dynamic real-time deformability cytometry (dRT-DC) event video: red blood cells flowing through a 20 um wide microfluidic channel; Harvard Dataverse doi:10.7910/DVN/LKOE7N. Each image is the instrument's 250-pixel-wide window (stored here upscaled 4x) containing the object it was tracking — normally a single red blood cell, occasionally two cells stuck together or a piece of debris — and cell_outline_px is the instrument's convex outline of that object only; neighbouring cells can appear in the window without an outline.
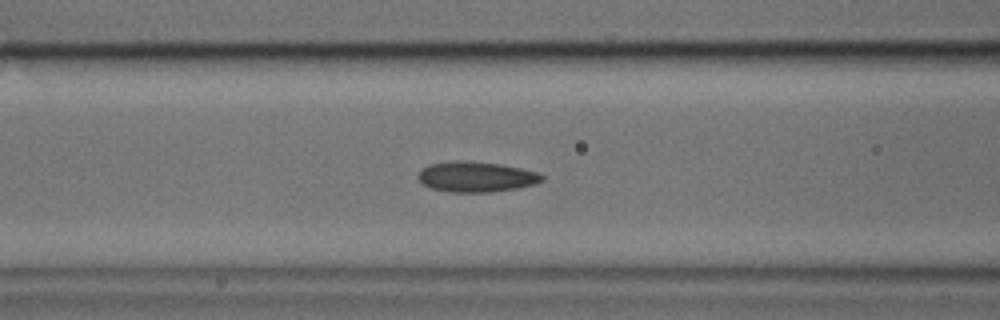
{"species": "common noctule bat (a hibernating species)", "species_latin": "Nyctalus noctula", "temperature_condition": "cold", "stored_images_in_passage": 42, "camera_frame_rate_fps": 3000, "um_per_image_px": 0.085, "animal": {"sex": "male", "body_mass_g": 17.9, "forearm_length_mm": 54.2}, "frame": {"image": 1, "passage_image": 11, "time_ms": 3.333, "image_size_px": [1000, 320], "cell_outline_px": [[544, 180], [536, 184], [516, 188], [492, 192], [448, 192], [432, 188], [424, 184], [416, 176], [420, 168], [428, 164], [452, 160], [464, 160], [500, 164], [520, 168], [536, 172], [544, 176]], "centroid_in_image_um": [40.44, 15.02], "position_along_channel_um": 126.2, "area_um2": 22.14}}
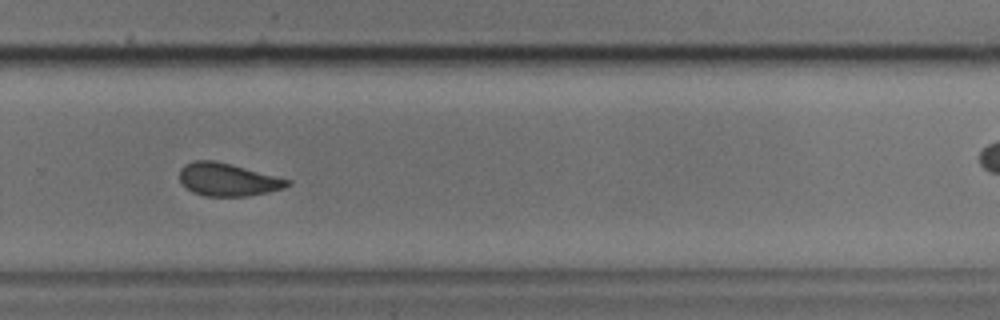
{"frame": {"image": 2, "passage_image": 25, "time_ms": 8.0, "image_size_px": [1000, 320], "cell_outline_px": [[292, 184], [284, 188], [268, 192], [248, 196], [204, 196], [192, 192], [180, 180], [180, 168], [184, 164], [192, 160], [212, 160], [232, 164], [292, 180]], "centroid_in_image_um": [19.38, 15.26], "position_along_channel_um": 310.4, "area_um2": 20.75}}
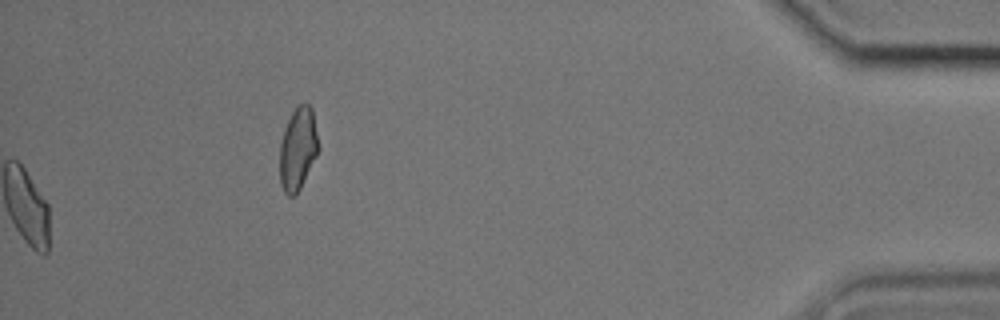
{"frame": {"image": 3, "passage_image": 42, "time_ms": 13.667, "image_size_px": [1000, 320], "cell_outline_px": [[320, 148], [296, 196], [288, 196], [284, 192], [280, 184], [280, 144], [284, 128], [292, 112], [300, 104], [308, 104], [312, 108]], "centroid_in_image_um": [25.32, 12.66], "position_along_channel_um": 409.9, "area_um2": 18.61}}